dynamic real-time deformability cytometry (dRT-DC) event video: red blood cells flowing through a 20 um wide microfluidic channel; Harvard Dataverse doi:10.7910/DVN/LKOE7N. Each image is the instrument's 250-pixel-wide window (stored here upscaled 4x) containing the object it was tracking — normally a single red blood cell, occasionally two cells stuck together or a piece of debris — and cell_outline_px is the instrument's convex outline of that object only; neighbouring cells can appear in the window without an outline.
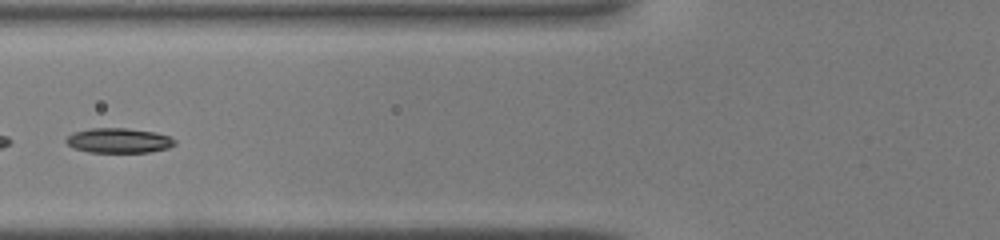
{"species": "common noctule bat (a hibernating species)", "species_latin": "Nyctalus noctula", "temperature_condition": "warm", "stored_images_in_passage": 34, "camera_frame_rate_fps": 3000, "um_per_image_px": 0.085, "animal": {"sex": "male", "body_mass_g": 19.0, "forearm_length_mm": 50.8}, "frame": {"image": 1, "passage_image": 13, "time_ms": 4.0, "image_size_px": [1000, 240], "cell_outline_px": [[176, 144], [168, 148], [148, 152], [88, 152], [72, 148], [64, 140], [72, 132], [92, 128], [128, 128], [156, 132], [168, 136], [176, 140]], "centroid_in_image_um": [10.08, 11.94], "position_along_channel_um": 115.7, "area_um2": 15.84}}
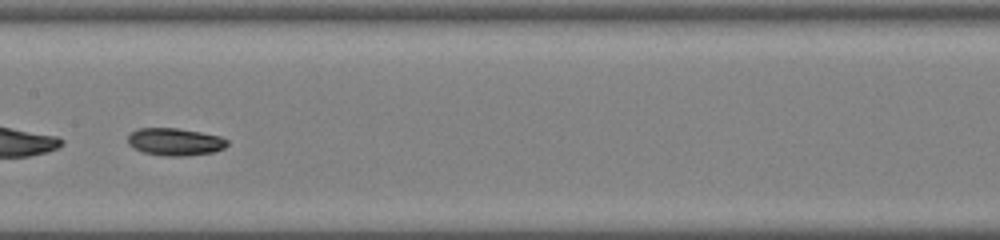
{"frame": {"image": 2, "passage_image": 18, "time_ms": 5.667, "image_size_px": [1000, 240], "cell_outline_px": [[228, 144], [224, 148], [212, 152], [188, 156], [160, 156], [144, 152], [128, 144], [128, 136], [132, 132], [140, 128], [176, 128], [200, 132], [220, 136], [228, 140]], "centroid_in_image_um": [14.89, 12.06], "position_along_channel_um": 192.5, "area_um2": 15.84}}
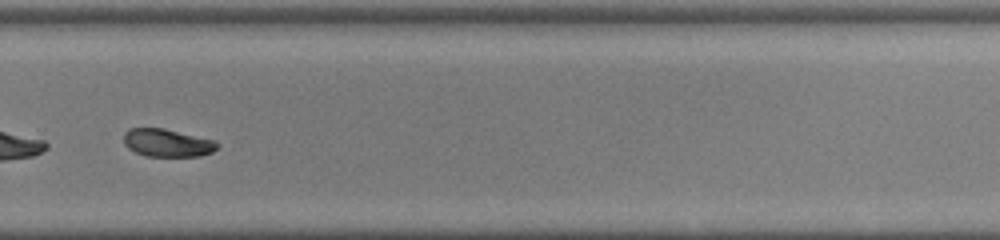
{"frame": {"image": 3, "passage_image": 26, "time_ms": 8.333, "image_size_px": [1000, 240], "cell_outline_px": [[220, 144], [212, 152], [200, 156], [144, 156], [128, 148], [124, 144], [124, 132], [128, 128], [164, 128], [212, 140]], "centroid_in_image_um": [14.18, 12.14], "position_along_channel_um": 315.6, "area_um2": 15.09}}